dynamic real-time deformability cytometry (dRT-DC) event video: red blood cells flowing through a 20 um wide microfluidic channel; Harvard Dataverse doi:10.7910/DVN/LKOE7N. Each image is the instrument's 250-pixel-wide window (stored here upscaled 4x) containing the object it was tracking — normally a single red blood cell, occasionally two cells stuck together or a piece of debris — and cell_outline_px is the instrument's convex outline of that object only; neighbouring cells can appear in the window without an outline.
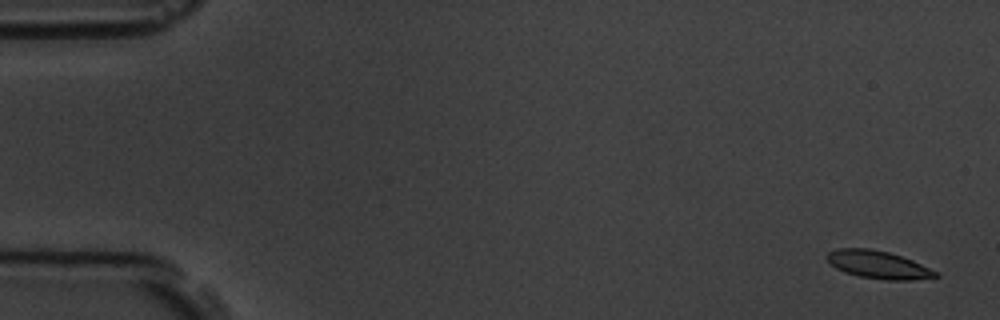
{"species": "common noctule bat (a hibernating species)", "species_latin": "Nyctalus noctula", "temperature_condition": "room temperature", "stored_images_in_passage": 6, "camera_frame_rate_fps": 3000, "um_per_image_px": 0.085, "animal": {"sex": "male", "body_mass_g": 19.5, "forearm_length_mm": 54.6}, "frame": {"image": 1, "passage_image": 1, "time_ms": 0.0, "image_size_px": [1000, 320], "cell_outline_px": [[940, 276], [912, 280], [884, 280], [860, 276], [844, 272], [836, 268], [824, 256], [828, 252], [840, 248], [868, 248], [888, 252], [912, 260], [940, 272]], "centroid_in_image_um": [74.67, 22.5], "position_along_channel_um": 10.3, "area_um2": 17.57}}
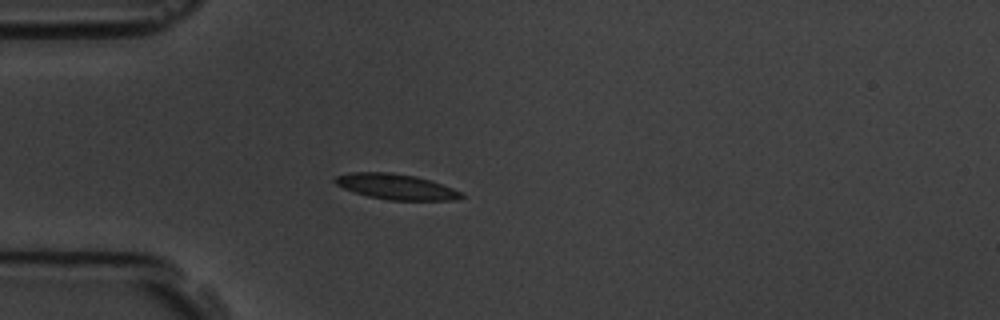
{"frame": {"image": 2, "passage_image": 5, "time_ms": 4.667, "image_size_px": [1000, 320], "cell_outline_px": [[464, 196], [456, 200], [388, 200], [368, 196], [344, 188], [336, 184], [332, 180], [336, 176], [348, 172], [392, 172], [416, 176], [432, 180], [452, 188], [460, 192]], "centroid_in_image_um": [33.65, 15.85], "position_along_channel_um": 51.3, "area_um2": 18.79}}